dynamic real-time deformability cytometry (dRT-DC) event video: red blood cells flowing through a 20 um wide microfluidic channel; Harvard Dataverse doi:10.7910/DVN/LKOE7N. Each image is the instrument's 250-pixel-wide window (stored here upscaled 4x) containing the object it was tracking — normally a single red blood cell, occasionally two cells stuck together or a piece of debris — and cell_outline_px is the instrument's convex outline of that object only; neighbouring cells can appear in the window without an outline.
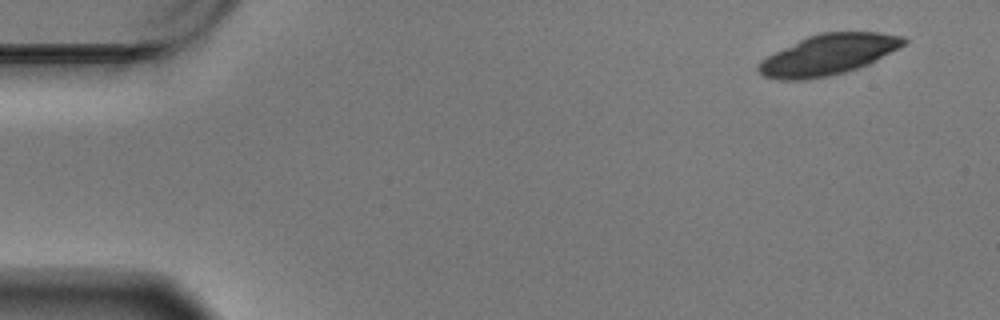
{"species": "Egyptian fruit bat (a non-hibernating species)", "species_latin": "Rousettus aegyptiacus", "temperature_condition": "warm", "stored_images_in_passage": 56, "camera_frame_rate_fps": 3000, "um_per_image_px": 0.085, "animal": {"sex": "male"}, "frame": {"image": 1, "passage_image": 1, "time_ms": 0.0, "image_size_px": [1000, 320], "cell_outline_px": [[908, 40], [904, 44], [876, 60], [868, 64], [844, 72], [828, 76], [804, 80], [776, 80], [764, 76], [756, 68], [756, 64], [760, 60], [808, 36], [820, 32], [880, 32], [904, 36]], "centroid_in_image_um": [70.39, 4.65], "position_along_channel_um": 14.6, "area_um2": 34.04}}